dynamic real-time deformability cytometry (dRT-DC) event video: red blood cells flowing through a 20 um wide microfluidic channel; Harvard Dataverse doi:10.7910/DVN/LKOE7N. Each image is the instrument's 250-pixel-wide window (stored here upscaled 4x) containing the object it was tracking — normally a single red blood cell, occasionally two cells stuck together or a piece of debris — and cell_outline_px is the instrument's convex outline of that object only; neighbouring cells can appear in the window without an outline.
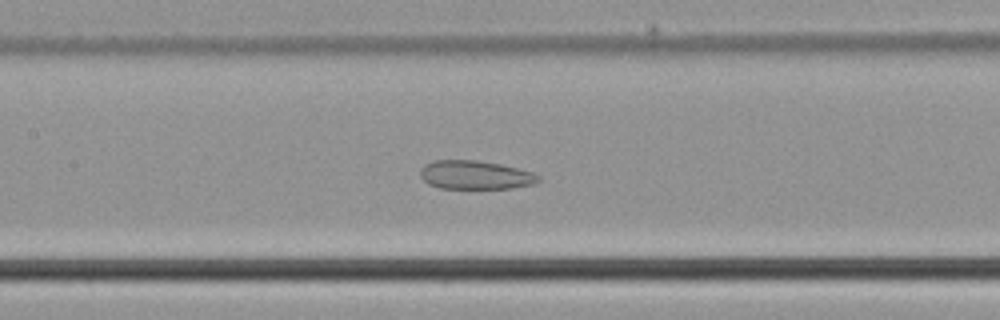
{"species": "common noctule bat (a hibernating species)", "species_latin": "Nyctalus noctula", "temperature_condition": "cold", "stored_images_in_passage": 42, "camera_frame_rate_fps": 3000, "um_per_image_px": 0.085, "animal": {"sex": "male", "body_mass_g": 21.5, "forearm_length_mm": 52.0}, "frame": {"image": 1, "passage_image": 15, "time_ms": 4.667, "image_size_px": [1000, 320], "cell_outline_px": [[540, 180], [532, 184], [512, 188], [440, 188], [428, 184], [420, 176], [420, 168], [424, 164], [432, 160], [476, 160], [500, 164], [532, 172], [540, 176]], "centroid_in_image_um": [40.36, 14.86], "position_along_channel_um": 167.0, "area_um2": 19.71}}
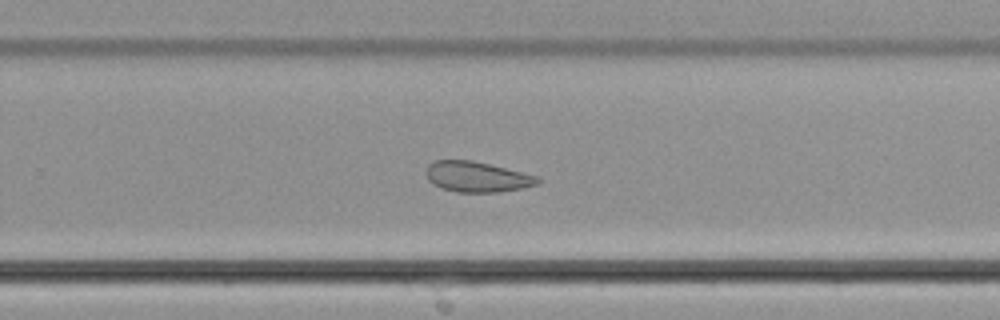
{"frame": {"image": 2, "passage_image": 24, "time_ms": 7.667, "image_size_px": [1000, 320], "cell_outline_px": [[540, 184], [524, 188], [500, 192], [456, 192], [440, 188], [428, 180], [424, 172], [428, 164], [432, 160], [472, 160], [540, 176]], "centroid_in_image_um": [40.54, 15.03], "position_along_channel_um": 289.3, "area_um2": 20.17}}
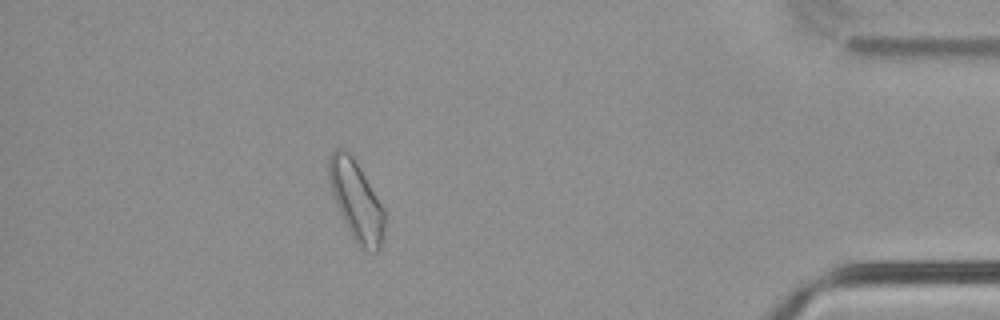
{"frame": {"image": 3, "passage_image": 36, "time_ms": 11.667, "image_size_px": [1000, 320], "cell_outline_px": [[384, 232], [380, 248], [376, 252], [364, 252], [356, 244], [336, 204], [328, 180], [328, 156], [332, 148], [344, 148], [352, 156], [384, 208]], "centroid_in_image_um": [30.26, 17.06], "position_along_channel_um": 404.9, "area_um2": 25.72}}